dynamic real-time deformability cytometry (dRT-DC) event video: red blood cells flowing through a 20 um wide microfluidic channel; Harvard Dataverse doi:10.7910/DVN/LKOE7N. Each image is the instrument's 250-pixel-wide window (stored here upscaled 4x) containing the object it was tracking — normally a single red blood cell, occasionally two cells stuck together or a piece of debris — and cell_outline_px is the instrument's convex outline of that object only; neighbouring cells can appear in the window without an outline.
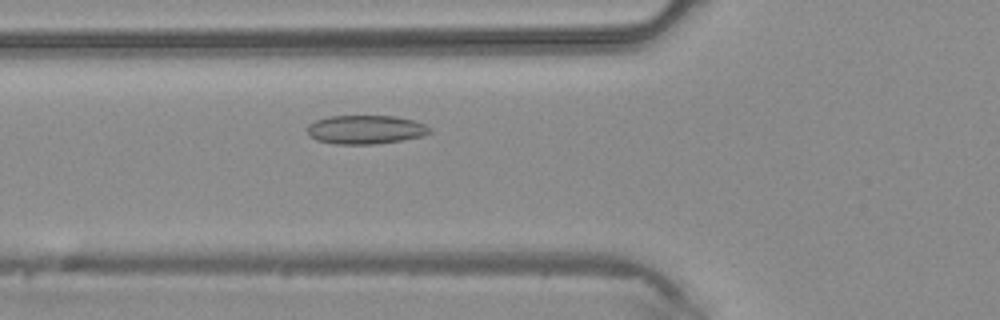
{"species": "common noctule bat (a hibernating species)", "species_latin": "Nyctalus noctula", "temperature_condition": "warm", "stored_images_in_passage": 40, "camera_frame_rate_fps": 3000, "um_per_image_px": 0.085, "animal": {"sex": "male", "body_mass_g": 20.4}, "frame": {"image": 1, "passage_image": 12, "time_ms": 3.667, "image_size_px": [1000, 320], "cell_outline_px": [[432, 132], [420, 136], [400, 140], [376, 144], [336, 144], [316, 140], [308, 132], [308, 124], [316, 120], [328, 116], [396, 116], [416, 120], [432, 128]], "centroid_in_image_um": [31.1, 11.0], "position_along_channel_um": 94.7, "area_um2": 20.52}}
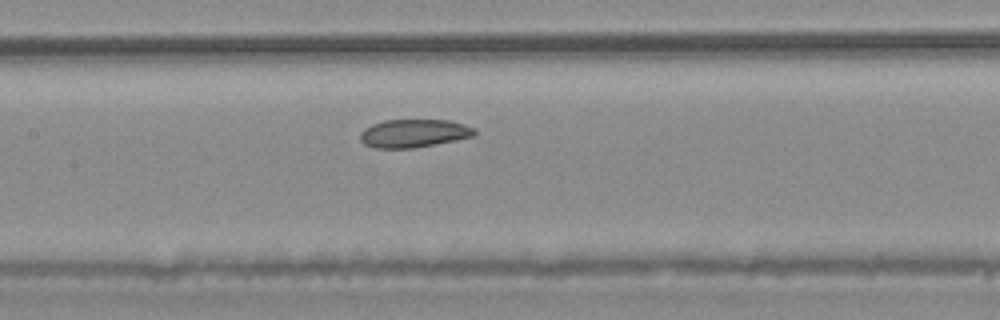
{"frame": {"image": 2, "passage_image": 17, "time_ms": 5.333, "image_size_px": [1000, 320], "cell_outline_px": [[476, 136], [436, 144], [412, 148], [376, 148], [364, 144], [360, 140], [360, 132], [364, 128], [372, 124], [384, 120], [448, 120], [464, 124], [476, 128]], "centroid_in_image_um": [35.19, 11.33], "position_along_channel_um": 172.2, "area_um2": 18.9}}
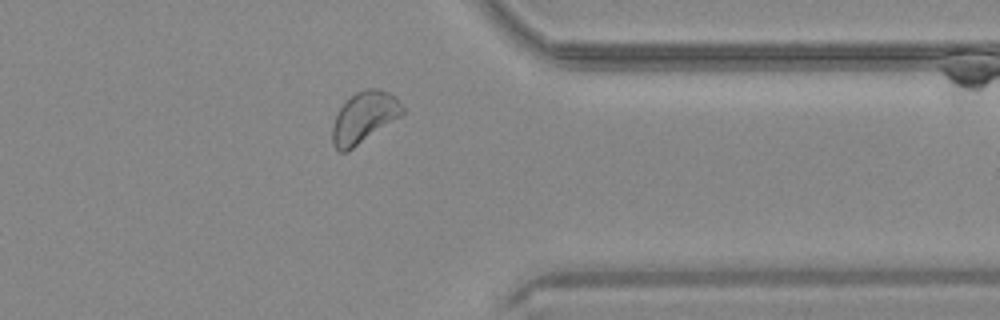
{"frame": {"image": 3, "passage_image": 31, "time_ms": 10.0, "image_size_px": [1000, 320], "cell_outline_px": [[404, 112], [400, 116], [348, 152], [340, 152], [332, 144], [332, 124], [340, 108], [356, 92], [364, 88], [380, 88], [388, 92], [404, 108]], "centroid_in_image_um": [30.91, 9.99], "position_along_channel_um": 380.5, "area_um2": 20.58}}